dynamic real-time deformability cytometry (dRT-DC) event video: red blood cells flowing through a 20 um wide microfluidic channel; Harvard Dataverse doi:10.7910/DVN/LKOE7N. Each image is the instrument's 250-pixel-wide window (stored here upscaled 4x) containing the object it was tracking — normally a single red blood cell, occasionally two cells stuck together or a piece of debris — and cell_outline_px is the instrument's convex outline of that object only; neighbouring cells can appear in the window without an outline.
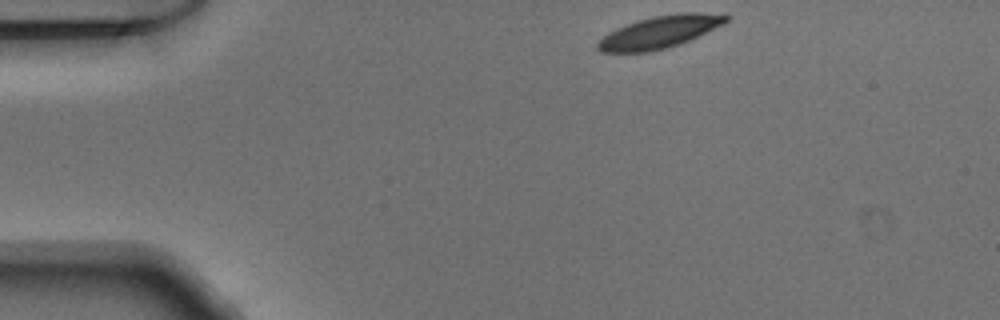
{"species": "Egyptian fruit bat (a non-hibernating species)", "species_latin": "Rousettus aegyptiacus", "temperature_condition": "warm", "stored_images_in_passage": 44, "camera_frame_rate_fps": 3000, "um_per_image_px": 0.085, "animal": {"sex": "male"}, "frame": {"image": 1, "passage_image": 1, "time_ms": 0.0, "image_size_px": [1000, 320], "cell_outline_px": [[728, 20], [724, 24], [680, 44], [648, 52], [600, 52], [596, 48], [596, 44], [608, 32], [616, 28], [652, 16], [680, 12], [700, 12], [728, 16]], "centroid_in_image_um": [56.05, 2.72], "position_along_channel_um": 29.0, "area_um2": 23.87}}
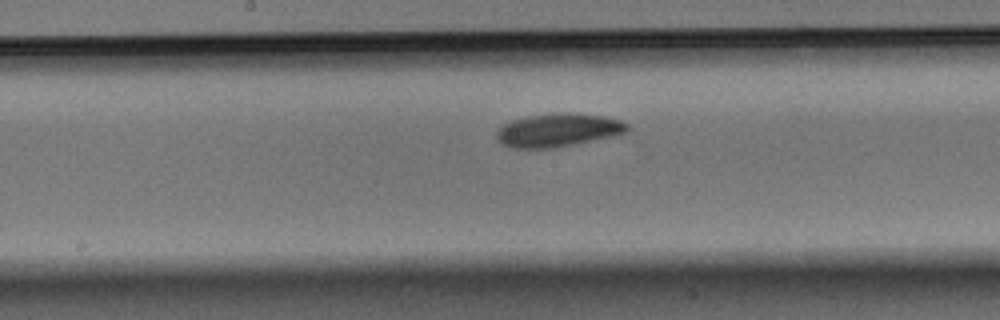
{"frame": {"image": 2, "passage_image": 19, "time_ms": 6.0, "image_size_px": [1000, 320], "cell_outline_px": [[628, 132], [556, 148], [512, 148], [500, 144], [496, 140], [496, 132], [504, 124], [512, 120], [528, 116], [560, 112], [568, 112], [604, 116], [620, 120], [628, 124]], "centroid_in_image_um": [47.4, 11.06], "position_along_channel_um": 200.8, "area_um2": 25.37}}
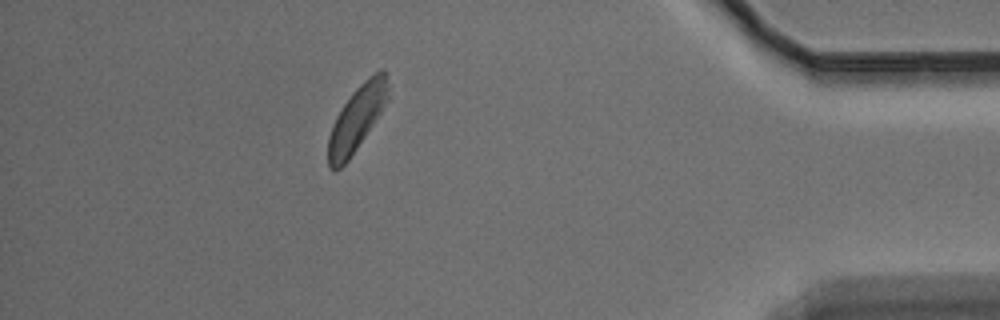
{"frame": {"image": 3, "passage_image": 38, "time_ms": 12.333, "image_size_px": [1000, 320], "cell_outline_px": [[388, 100], [348, 160], [336, 172], [328, 168], [328, 136], [332, 124], [336, 116], [352, 92], [368, 76], [380, 68], [384, 68], [388, 72]], "centroid_in_image_um": [30.32, 10.02], "position_along_channel_um": 404.9, "area_um2": 22.6}}